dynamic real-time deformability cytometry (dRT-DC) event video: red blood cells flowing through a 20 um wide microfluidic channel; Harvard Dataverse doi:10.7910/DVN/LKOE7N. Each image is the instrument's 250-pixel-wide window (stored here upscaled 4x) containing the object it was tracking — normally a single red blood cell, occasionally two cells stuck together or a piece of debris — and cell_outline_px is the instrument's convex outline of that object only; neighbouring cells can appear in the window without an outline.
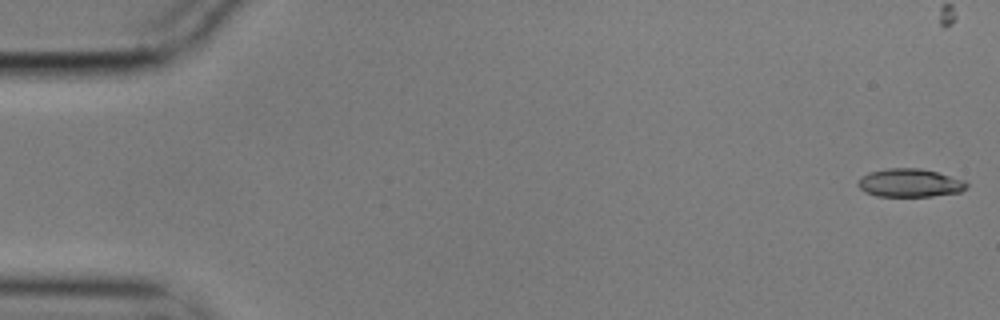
{"species": "common noctule bat (a hibernating species)", "species_latin": "Nyctalus noctula", "temperature_condition": "cold", "stored_images_in_passage": 57, "camera_frame_rate_fps": 3000, "um_per_image_px": 0.085, "animal": {"sex": "male", "body_mass_g": 17.9}, "frame": {"image": 1, "passage_image": 1, "time_ms": 0.0, "image_size_px": [1000, 320], "cell_outline_px": [[968, 188], [960, 192], [932, 196], [876, 196], [864, 192], [856, 184], [860, 176], [868, 172], [888, 168], [920, 168], [936, 172], [964, 180], [968, 184]], "centroid_in_image_um": [77.3, 15.55], "position_along_channel_um": 7.7, "area_um2": 18.03}}
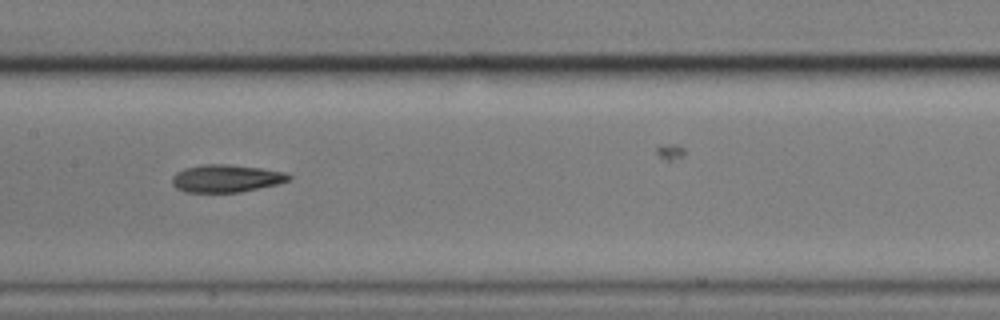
{"frame": {"image": 2, "passage_image": 28, "time_ms": 9.0, "image_size_px": [1000, 320], "cell_outline_px": [[292, 176], [288, 180], [276, 184], [240, 192], [184, 192], [176, 188], [172, 184], [172, 176], [176, 172], [184, 168], [200, 164], [228, 164], [260, 168], [288, 172]], "centroid_in_image_um": [19.19, 15.15], "position_along_channel_um": 188.2, "area_um2": 18.84}}
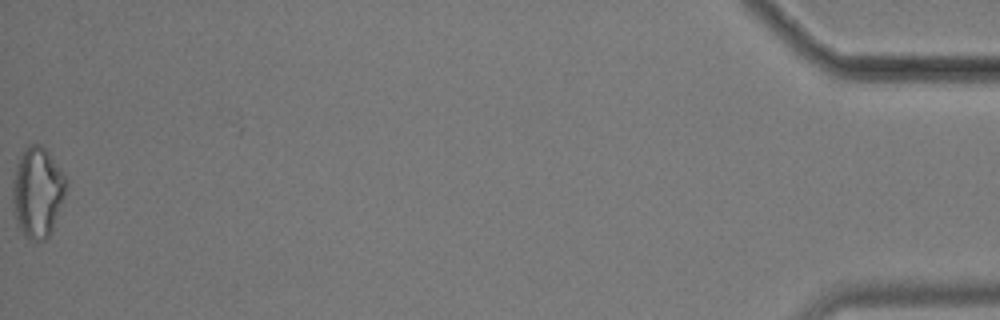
{"frame": {"image": 3, "passage_image": 57, "time_ms": 18.667, "image_size_px": [1000, 320], "cell_outline_px": [[68, 188], [52, 228], [48, 236], [44, 240], [32, 240], [16, 224], [12, 208], [12, 180], [16, 164], [24, 148], [28, 144], [40, 144], [48, 152], [64, 176]], "centroid_in_image_um": [3.15, 16.31], "position_along_channel_um": 432.0, "area_um2": 28.03}, "authors_computed_cell_mechanics": {"area_um2": 19.1318, "velocity_mm_per_s": 3.5332, "shape_relaxation_time_tau1_ms": 4.7795, "shape_relaxation_time_tau2_ms": 8.7133, "deformation_change_tau1": 0.1356, "deformation_change_tau2": 0.2002}}